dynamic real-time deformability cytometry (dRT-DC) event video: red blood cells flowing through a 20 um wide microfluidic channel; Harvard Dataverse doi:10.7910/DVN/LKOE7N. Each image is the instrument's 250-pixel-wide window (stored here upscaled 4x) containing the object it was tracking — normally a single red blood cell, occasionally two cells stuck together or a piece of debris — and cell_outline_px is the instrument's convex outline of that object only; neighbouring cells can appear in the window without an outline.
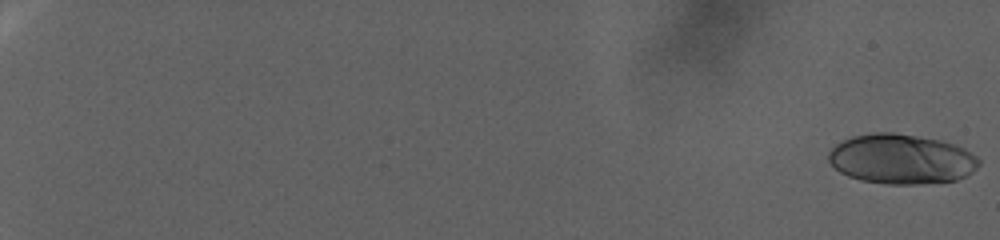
{"species": "human", "species_latin": "Homo sapiens", "temperature_condition": "warm", "stored_images_in_passage": 101, "camera_frame_rate_fps": 3000, "um_per_image_px": 0.085, "donor": {"sex": "female"}, "frame": {"image": 1, "passage_image": 1, "time_ms": 0.0, "image_size_px": [1000, 240], "cell_outline_px": [[980, 164], [968, 176], [956, 180], [920, 184], [884, 184], [860, 180], [848, 176], [840, 172], [828, 160], [828, 152], [836, 144], [852, 136], [872, 132], [892, 132], [920, 136], [940, 140], [964, 148], [976, 156], [980, 160]], "centroid_in_image_um": [76.61, 13.52], "position_along_channel_um": 8.4, "area_um2": 43.87}}
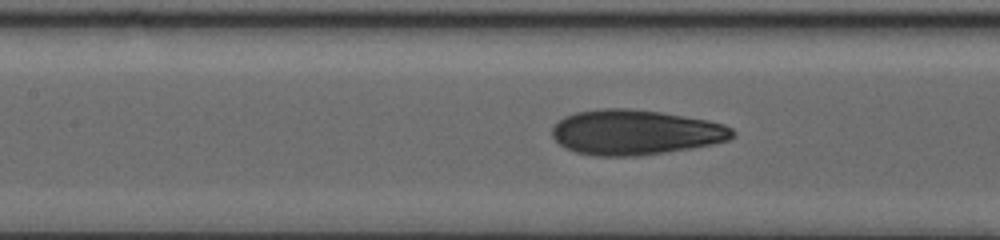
{"frame": {"image": 2, "passage_image": 56, "time_ms": 18.333, "image_size_px": [1000, 240], "cell_outline_px": [[736, 136], [728, 140], [688, 148], [664, 152], [636, 156], [596, 156], [576, 152], [560, 144], [552, 136], [552, 128], [564, 116], [576, 112], [600, 108], [628, 108], [660, 112], [708, 120], [724, 124], [732, 128], [736, 132]], "centroid_in_image_um": [54.0, 11.23], "position_along_channel_um": 153.4, "area_um2": 47.11}}
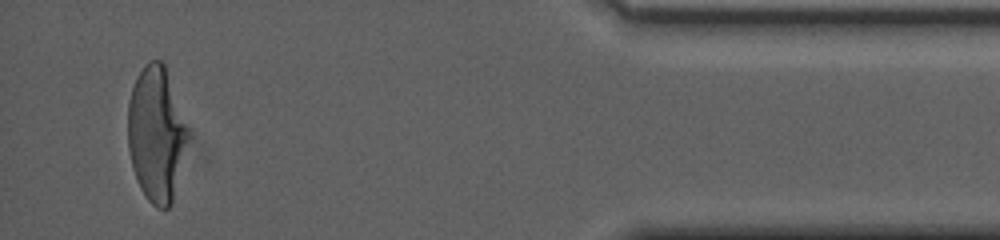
{"frame": {"image": 3, "passage_image": 98, "time_ms": 32.333, "image_size_px": [1000, 240], "cell_outline_px": [[184, 140], [172, 204], [168, 208], [156, 208], [148, 200], [140, 188], [132, 168], [128, 148], [128, 100], [136, 76], [144, 64], [152, 60], [160, 60], [164, 64], [184, 128]], "centroid_in_image_um": [13.17, 11.41], "position_along_channel_um": 422.0, "area_um2": 44.91}, "authors_computed_cell_mechanics": {"area_um2": 44.9684, "velocity_mm_per_s": 2.2516, "shape_relaxation_time_tau1_ms": 10.9093, "shape_relaxation_time_tau2_ms": null, "deformation_change_tau1": 0.2811, "deformation_change_tau2": null}}